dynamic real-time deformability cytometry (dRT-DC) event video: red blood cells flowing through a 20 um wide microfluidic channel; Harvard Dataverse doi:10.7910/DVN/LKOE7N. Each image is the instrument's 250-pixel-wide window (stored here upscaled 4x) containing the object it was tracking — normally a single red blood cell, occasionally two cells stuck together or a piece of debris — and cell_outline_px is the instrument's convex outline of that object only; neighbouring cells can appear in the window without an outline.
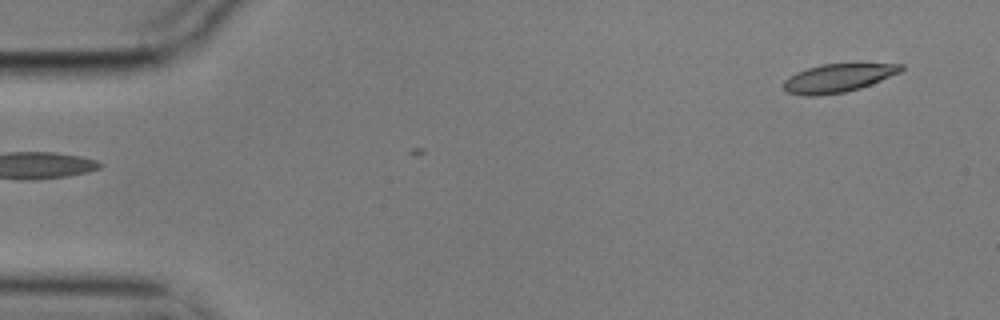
{"species": "common noctule bat (a hibernating species)", "species_latin": "Nyctalus noctula", "temperature_condition": "cold", "stored_images_in_passage": 6, "segment_of_instrument_passage": [2, 2], "camera_frame_rate_fps": 3000, "um_per_image_px": 0.085, "animal": {"sex": "male", "body_mass_g": 17.9}, "frame": {"image": 1, "passage_image": 6, "time_ms": 1.667, "image_size_px": [1000, 320], "cell_outline_px": [[904, 68], [900, 72], [872, 84], [860, 88], [844, 92], [816, 96], [804, 96], [788, 92], [784, 88], [784, 80], [796, 72], [808, 68], [824, 64], [904, 64]], "centroid_in_image_um": [71.23, 6.64], "position_along_channel_um": 13.8, "area_um2": 19.19}}